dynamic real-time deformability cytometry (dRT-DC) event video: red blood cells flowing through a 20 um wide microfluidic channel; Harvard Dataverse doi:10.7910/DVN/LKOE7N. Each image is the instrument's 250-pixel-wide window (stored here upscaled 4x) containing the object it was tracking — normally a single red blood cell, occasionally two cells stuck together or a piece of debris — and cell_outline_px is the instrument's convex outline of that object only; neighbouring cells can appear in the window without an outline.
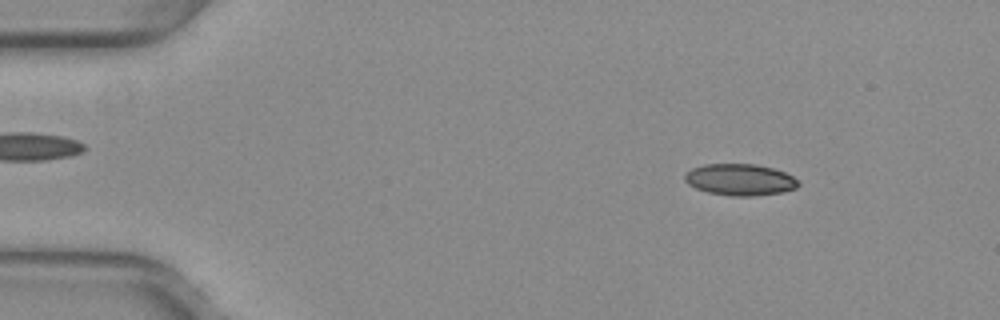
{"species": "common noctule bat (a hibernating species)", "species_latin": "Nyctalus noctula", "temperature_condition": "warm", "stored_images_in_passage": 25, "camera_frame_rate_fps": 3000, "um_per_image_px": 0.085, "animal": {"sex": "female", "body_mass_g": 29.2, "forearm_length_mm": 56.3}, "frame": {"image": 1, "passage_image": 6, "time_ms": 1.667, "image_size_px": [1000, 320], "cell_outline_px": [[800, 184], [796, 188], [780, 192], [752, 196], [732, 196], [708, 192], [696, 188], [688, 184], [684, 180], [684, 176], [692, 168], [704, 164], [756, 164], [772, 168], [784, 172], [792, 176]], "centroid_in_image_um": [62.88, 15.27], "position_along_channel_um": 22.1, "area_um2": 20.69}}
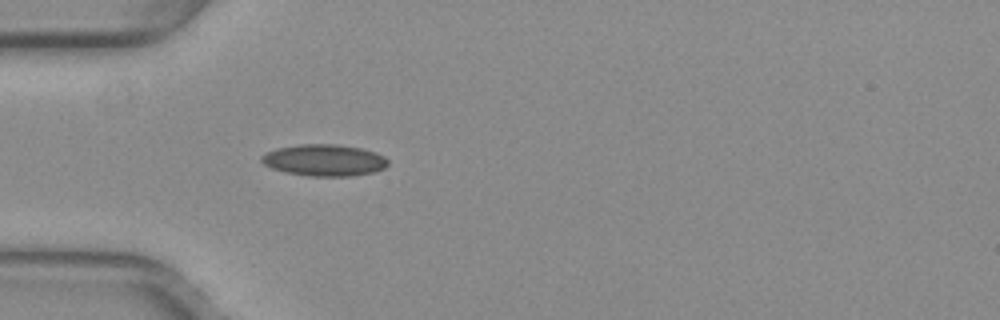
{"frame": {"image": 2, "passage_image": 15, "time_ms": 4.667, "image_size_px": [1000, 320], "cell_outline_px": [[388, 164], [384, 168], [372, 172], [352, 176], [308, 176], [288, 172], [272, 168], [264, 164], [260, 160], [260, 156], [276, 148], [300, 144], [336, 144], [360, 148], [376, 152], [384, 156], [388, 160]], "centroid_in_image_um": [27.57, 13.61], "position_along_channel_um": 57.4, "area_um2": 23.24}}
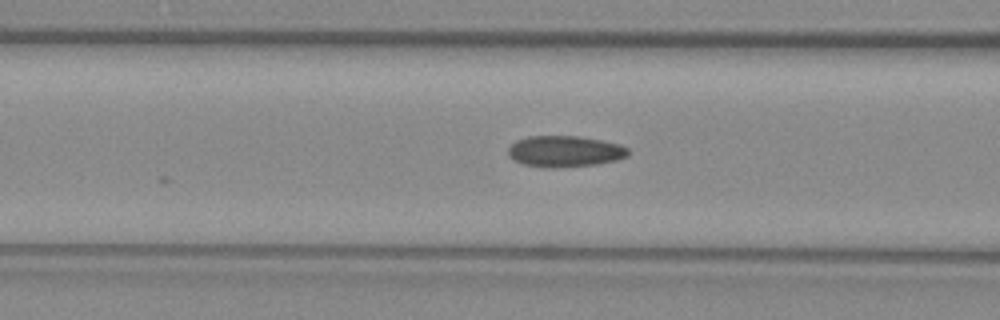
{"frame": {"image": 3, "passage_image": 20, "time_ms": 6.333, "image_size_px": [1000, 320], "cell_outline_px": [[628, 156], [616, 160], [596, 164], [552, 168], [544, 168], [524, 164], [512, 160], [508, 156], [508, 148], [516, 140], [528, 136], [576, 136], [600, 140], [620, 144], [628, 148]], "centroid_in_image_um": [47.97, 12.87], "position_along_channel_um": 118.6, "area_um2": 21.85}}